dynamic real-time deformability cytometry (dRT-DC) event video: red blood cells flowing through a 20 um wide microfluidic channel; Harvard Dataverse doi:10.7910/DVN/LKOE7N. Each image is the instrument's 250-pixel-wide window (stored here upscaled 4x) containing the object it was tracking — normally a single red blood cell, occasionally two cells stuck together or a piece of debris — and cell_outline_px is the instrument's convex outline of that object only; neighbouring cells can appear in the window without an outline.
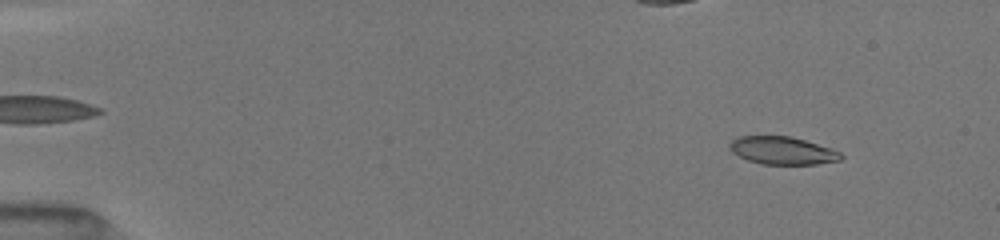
{"species": "common noctule bat (a hibernating species)", "species_latin": "Nyctalus noctula", "temperature_condition": "room temperature", "stored_images_in_passage": 35, "camera_frame_rate_fps": 3000, "um_per_image_px": 0.085, "animal": {"sex": "female", "body_mass_g": 19.5, "forearm_length_mm": 54.1}, "frame": {"image": 1, "passage_image": 4, "time_ms": 1.0, "image_size_px": [1000, 240], "cell_outline_px": [[844, 156], [840, 160], [816, 164], [760, 164], [748, 160], [732, 152], [728, 148], [728, 144], [736, 136], [792, 136], [832, 148], [840, 152]], "centroid_in_image_um": [66.5, 12.79], "position_along_channel_um": 18.5, "area_um2": 18.15}}
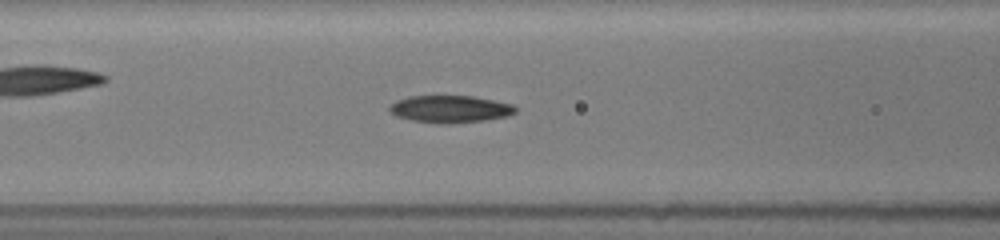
{"frame": {"image": 2, "passage_image": 20, "time_ms": 6.667, "image_size_px": [1000, 240], "cell_outline_px": [[516, 112], [508, 116], [484, 120], [448, 124], [436, 124], [412, 120], [396, 116], [388, 112], [388, 104], [396, 100], [408, 96], [472, 96], [496, 100], [512, 104], [516, 108]], "centroid_in_image_um": [38.21, 9.27], "position_along_channel_um": 128.4, "area_um2": 20.29}}
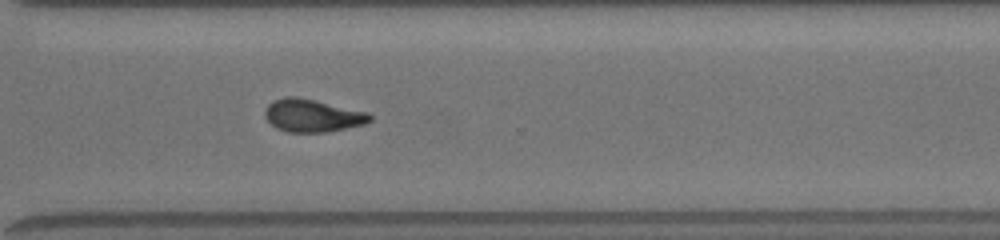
{"frame": {"image": 3, "passage_image": 35, "time_ms": 12.0, "image_size_px": [1000, 240], "cell_outline_px": [[372, 120], [364, 124], [324, 132], [288, 132], [276, 128], [264, 116], [264, 108], [272, 100], [288, 96], [296, 96], [368, 112], [372, 116]], "centroid_in_image_um": [26.52, 9.81], "position_along_channel_um": 344.1, "area_um2": 19.94}}